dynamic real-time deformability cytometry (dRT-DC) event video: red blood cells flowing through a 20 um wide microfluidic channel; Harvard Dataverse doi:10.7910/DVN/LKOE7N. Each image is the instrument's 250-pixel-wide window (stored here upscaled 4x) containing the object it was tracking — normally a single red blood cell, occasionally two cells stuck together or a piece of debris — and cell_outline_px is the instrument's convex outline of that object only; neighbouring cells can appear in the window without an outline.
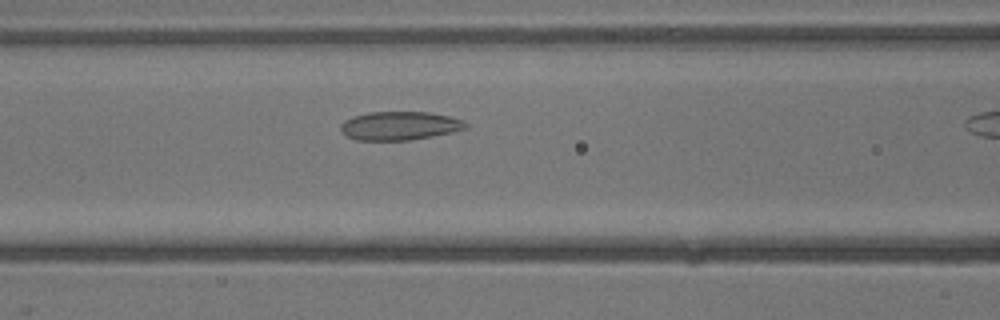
{"species": "common noctule bat (a hibernating species)", "species_latin": "Nyctalus noctula", "temperature_condition": "warm", "stored_images_in_passage": 24, "camera_frame_rate_fps": 3000, "um_per_image_px": 0.085, "animal": {"sex": "male", "body_mass_g": 13.3}, "frame": {"image": 1, "passage_image": 8, "time_ms": 2.333, "image_size_px": [1000, 320], "cell_outline_px": [[468, 128], [452, 132], [412, 140], [356, 140], [348, 136], [340, 128], [340, 124], [344, 120], [352, 116], [368, 112], [428, 112], [448, 116], [464, 120], [468, 124]], "centroid_in_image_um": [33.98, 10.68], "position_along_channel_um": 132.6, "area_um2": 20.87}}
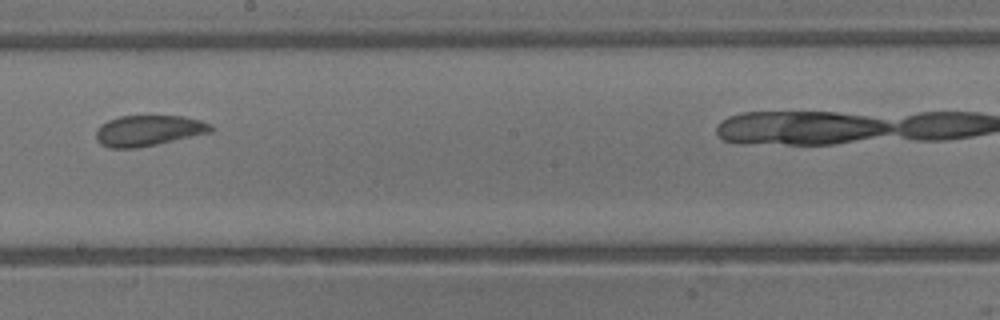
{"frame": {"image": 2, "passage_image": 14, "time_ms": 4.333, "image_size_px": [1000, 320], "cell_outline_px": [[216, 128], [212, 132], [156, 144], [136, 148], [108, 148], [100, 144], [96, 140], [96, 128], [100, 124], [108, 120], [120, 116], [184, 116], [200, 120], [212, 124]], "centroid_in_image_um": [12.62, 11.1], "position_along_channel_um": 235.6, "area_um2": 20.75}}
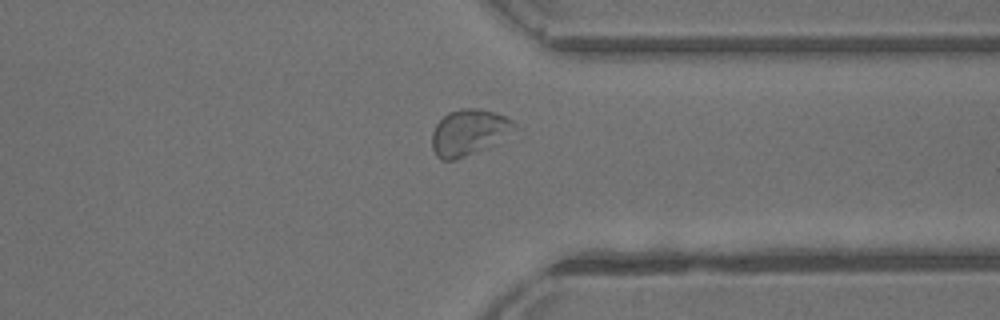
{"frame": {"image": 3, "passage_image": 22, "time_ms": 7.0, "image_size_px": [1000, 320], "cell_outline_px": [[512, 124], [496, 144], [488, 148], [456, 160], [440, 160], [436, 156], [432, 148], [432, 132], [436, 124], [448, 112], [460, 108], [476, 108], [496, 112], [512, 120]], "centroid_in_image_um": [39.75, 11.27], "position_along_channel_um": 371.7, "area_um2": 21.73}}